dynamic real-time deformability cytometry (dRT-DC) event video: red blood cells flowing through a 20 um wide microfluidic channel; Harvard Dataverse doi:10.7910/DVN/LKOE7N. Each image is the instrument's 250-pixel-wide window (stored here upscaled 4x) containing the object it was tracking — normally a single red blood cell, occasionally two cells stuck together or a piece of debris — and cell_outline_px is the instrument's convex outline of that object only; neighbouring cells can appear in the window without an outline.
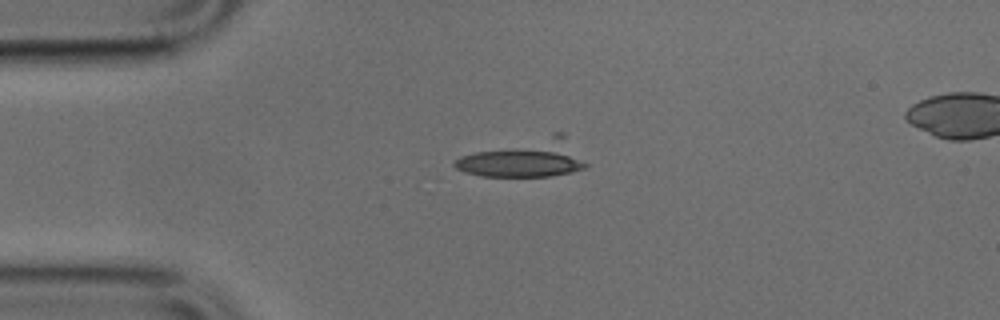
{"species": "common noctule bat (a hibernating species)", "species_latin": "Nyctalus noctula", "temperature_condition": "cold", "stored_images_in_passage": 11, "camera_frame_rate_fps": 3000, "um_per_image_px": 0.085, "animal": {"sex": "male", "body_mass_g": 17.9, "forearm_length_mm": 54.2}, "frame": {"image": 1, "passage_image": 1, "time_ms": 0.0, "image_size_px": [1000, 320], "cell_outline_px": [[588, 168], [572, 172], [552, 176], [480, 176], [464, 172], [456, 168], [452, 164], [460, 156], [552, 132], [564, 132], [588, 164]], "centroid_in_image_um": [44.69, 13.44], "position_along_channel_um": 40.3, "area_um2": 29.02}}